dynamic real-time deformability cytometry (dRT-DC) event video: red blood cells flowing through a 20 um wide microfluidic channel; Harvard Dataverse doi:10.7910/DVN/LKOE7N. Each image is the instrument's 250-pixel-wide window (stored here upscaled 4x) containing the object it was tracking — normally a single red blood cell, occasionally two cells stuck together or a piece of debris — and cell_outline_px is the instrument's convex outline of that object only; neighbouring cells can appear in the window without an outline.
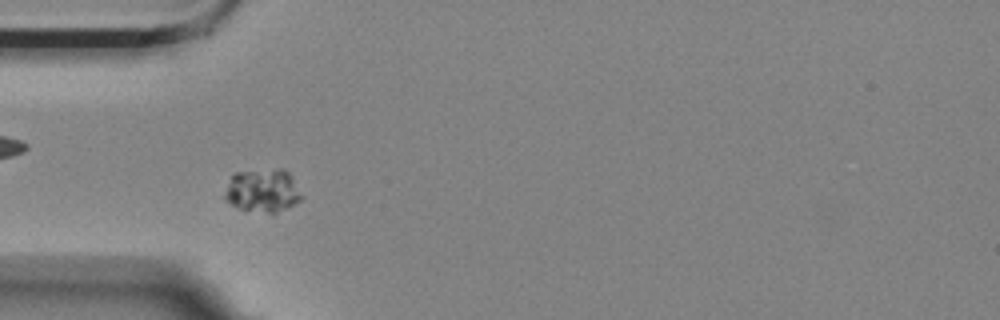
{"species": "Egyptian fruit bat (a non-hibernating species)", "species_latin": "Rousettus aegyptiacus", "temperature_condition": "room temperature", "stored_images_in_passage": 7, "camera_frame_rate_fps": 3000, "um_per_image_px": 0.085, "animal": {"sex": "female"}, "frame": {"image": 1, "passage_image": 3, "time_ms": 0.667, "image_size_px": [1000, 320], "cell_outline_px": [[304, 196], [300, 200], [276, 212], [268, 212], [240, 208], [224, 200], [224, 196], [232, 176], [236, 172], [280, 168], [284, 168], [288, 172]], "centroid_in_image_um": [22.35, 16.17], "position_along_channel_um": 62.7, "area_um2": 18.9}}
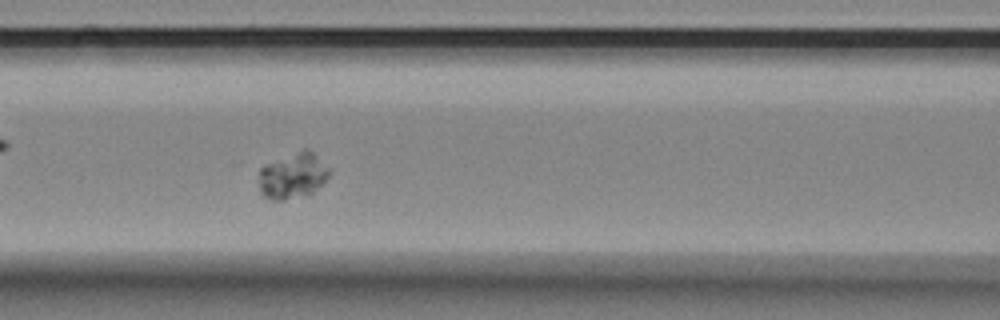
{"frame": {"image": 2, "passage_image": 5, "time_ms": 1.333, "image_size_px": [1000, 320], "cell_outline_px": [[332, 172], [312, 192], [284, 200], [268, 200], [260, 192], [260, 168], [264, 164], [304, 148], [308, 148]], "centroid_in_image_um": [24.85, 14.92], "position_along_channel_um": 141.8, "area_um2": 18.5}}
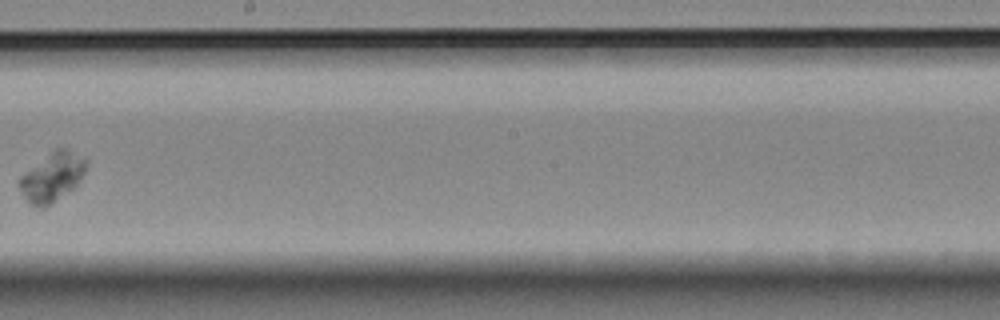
{"frame": {"image": 3, "passage_image": 7, "time_ms": 2.0, "image_size_px": [1000, 320], "cell_outline_px": [[88, 164], [84, 172], [76, 184], [72, 188], [52, 204], [44, 208], [40, 208], [32, 204], [24, 196], [20, 188], [20, 176], [56, 148], [64, 148], [88, 160]], "centroid_in_image_um": [4.45, 15.06], "position_along_channel_um": 243.7, "area_um2": 18.38}}